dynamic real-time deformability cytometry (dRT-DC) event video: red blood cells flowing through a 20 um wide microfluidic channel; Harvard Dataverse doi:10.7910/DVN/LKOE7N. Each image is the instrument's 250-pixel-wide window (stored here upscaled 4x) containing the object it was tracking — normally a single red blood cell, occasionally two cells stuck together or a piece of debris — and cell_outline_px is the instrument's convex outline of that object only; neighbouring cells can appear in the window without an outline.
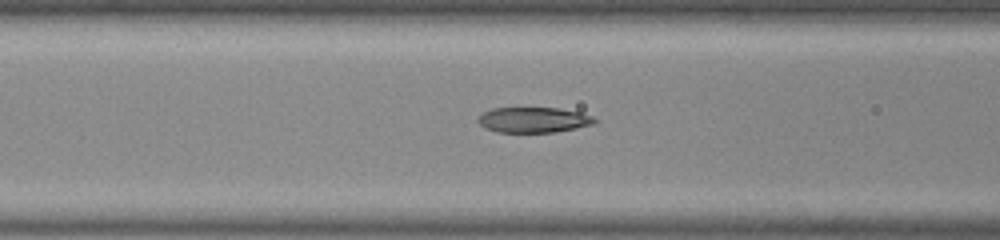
{"species": "common noctule bat (a hibernating species)", "species_latin": "Nyctalus noctula", "temperature_condition": "room temperature", "stored_images_in_passage": 39, "camera_frame_rate_fps": 3000, "um_per_image_px": 0.085, "animal": {"sex": "male", "body_mass_g": 20.0, "forearm_length_mm": 53.3}, "frame": {"image": 1, "passage_image": 18, "time_ms": 5.667, "image_size_px": [1000, 240], "cell_outline_px": [[596, 124], [576, 128], [552, 132], [496, 132], [484, 128], [476, 120], [484, 112], [492, 108], [560, 108], [580, 112], [592, 116], [596, 120]], "centroid_in_image_um": [45.35, 10.19], "position_along_channel_um": 121.3, "area_um2": 17.28}}
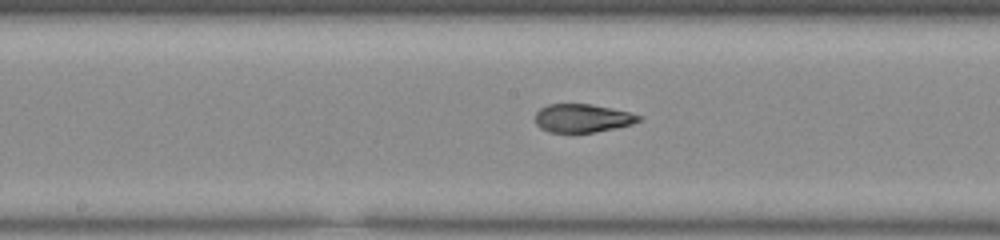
{"frame": {"image": 2, "passage_image": 24, "time_ms": 7.667, "image_size_px": [1000, 240], "cell_outline_px": [[644, 120], [632, 124], [616, 128], [592, 132], [548, 132], [540, 128], [536, 124], [536, 112], [540, 108], [548, 104], [592, 104], [612, 108], [644, 116]], "centroid_in_image_um": [49.54, 10.04], "position_along_channel_um": 198.7, "area_um2": 17.22}}
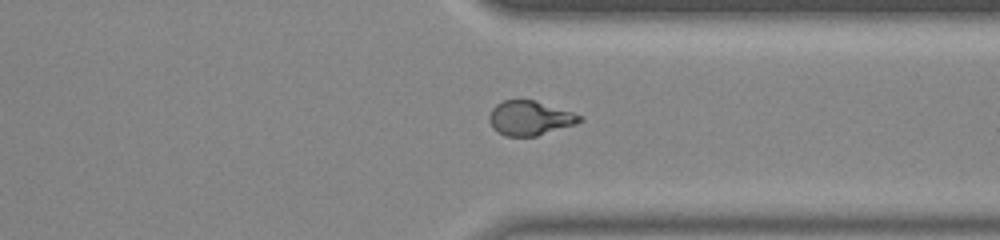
{"frame": {"image": 3, "passage_image": 37, "time_ms": 12.0, "image_size_px": [1000, 240], "cell_outline_px": [[584, 120], [576, 124], [536, 136], [504, 136], [492, 128], [488, 120], [488, 116], [492, 108], [496, 104], [504, 100], [532, 100], [572, 112], [584, 116]], "centroid_in_image_um": [45.02, 10.05], "position_along_channel_um": 366.4, "area_um2": 18.15}}